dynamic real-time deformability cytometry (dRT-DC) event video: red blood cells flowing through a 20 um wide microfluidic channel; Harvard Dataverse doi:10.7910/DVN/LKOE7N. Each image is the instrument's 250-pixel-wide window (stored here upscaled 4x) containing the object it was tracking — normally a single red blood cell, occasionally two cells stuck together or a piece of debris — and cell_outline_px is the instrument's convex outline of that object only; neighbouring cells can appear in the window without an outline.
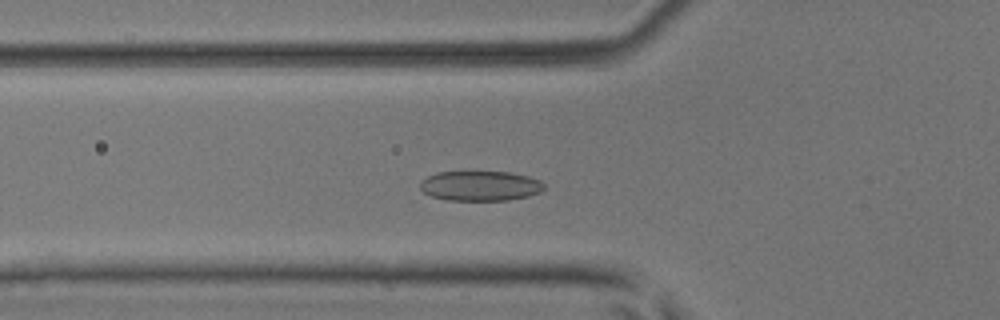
{"species": "common noctule bat (a hibernating species)", "species_latin": "Nyctalus noctula", "temperature_condition": "room temperature", "stored_images_in_passage": 42, "camera_frame_rate_fps": 3000, "um_per_image_px": 0.085, "animal": {"sex": "male", "body_mass_g": 17.9, "forearm_length_mm": 54.2}, "frame": {"image": 1, "passage_image": 9, "time_ms": 2.667, "image_size_px": [1000, 320], "cell_outline_px": [[544, 188], [540, 192], [528, 196], [508, 200], [448, 200], [432, 196], [424, 192], [420, 188], [420, 180], [436, 172], [508, 172], [528, 176], [540, 180], [544, 184]], "centroid_in_image_um": [40.81, 15.79], "position_along_channel_um": 85.0, "area_um2": 21.56}}
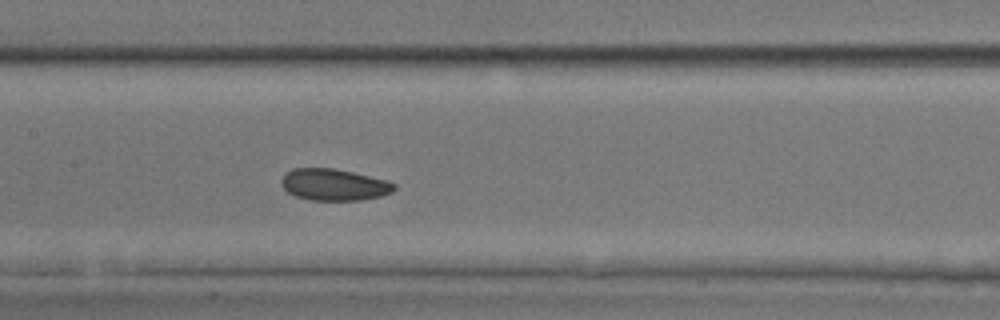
{"frame": {"image": 2, "passage_image": 16, "time_ms": 5.0, "image_size_px": [1000, 320], "cell_outline_px": [[396, 188], [392, 192], [380, 196], [360, 200], [308, 200], [296, 196], [288, 192], [280, 184], [280, 180], [284, 172], [292, 168], [332, 168], [352, 172], [388, 180], [396, 184]], "centroid_in_image_um": [28.36, 15.69], "position_along_channel_um": 179.0, "area_um2": 20.98}}
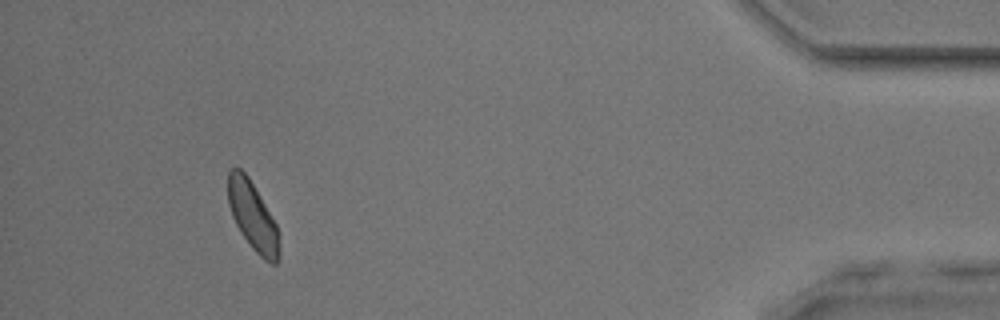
{"frame": {"image": 3, "passage_image": 38, "time_ms": 12.333, "image_size_px": [1000, 320], "cell_outline_px": [[280, 256], [276, 264], [272, 264], [264, 260], [252, 248], [240, 232], [232, 216], [228, 204], [228, 172], [232, 168], [240, 168], [248, 176], [276, 224], [280, 240]], "centroid_in_image_um": [21.49, 18.41], "position_along_channel_um": 413.7, "area_um2": 20.4}, "authors_computed_cell_mechanics": {"area_um2": 20.8658, "velocity_mm_per_s": 4.0352, "shape_relaxation_time_tau1_ms": 3.2453, "shape_relaxation_time_tau2_ms": 1.8372, "deformation_change_tau1": 0.0744, "deformation_change_tau2": 0.0658}}